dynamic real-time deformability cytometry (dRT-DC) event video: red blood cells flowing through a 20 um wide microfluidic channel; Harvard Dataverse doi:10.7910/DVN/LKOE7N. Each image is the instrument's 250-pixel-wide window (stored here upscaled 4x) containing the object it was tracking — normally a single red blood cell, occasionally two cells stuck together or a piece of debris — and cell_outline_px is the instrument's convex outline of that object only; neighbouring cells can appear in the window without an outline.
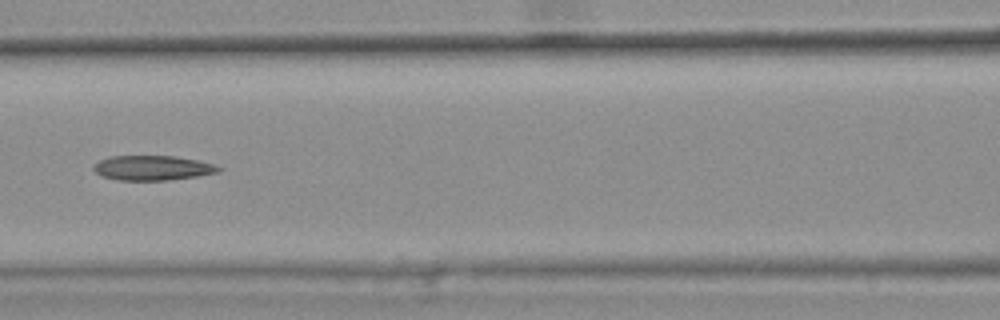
{"species": "common noctule bat (a hibernating species)", "species_latin": "Nyctalus noctula", "temperature_condition": "warm", "stored_images_in_passage": 39, "camera_frame_rate_fps": 3000, "um_per_image_px": 0.085, "animal": {"sex": "female", "body_mass_g": 25.1}, "frame": {"image": 1, "passage_image": 17, "time_ms": 5.333, "image_size_px": [1000, 320], "cell_outline_px": [[224, 168], [216, 172], [196, 176], [168, 180], [116, 180], [100, 176], [92, 168], [92, 164], [100, 160], [112, 156], [172, 156], [196, 160], [212, 164]], "centroid_in_image_um": [12.89, 14.27], "position_along_channel_um": 153.7, "area_um2": 17.92}}